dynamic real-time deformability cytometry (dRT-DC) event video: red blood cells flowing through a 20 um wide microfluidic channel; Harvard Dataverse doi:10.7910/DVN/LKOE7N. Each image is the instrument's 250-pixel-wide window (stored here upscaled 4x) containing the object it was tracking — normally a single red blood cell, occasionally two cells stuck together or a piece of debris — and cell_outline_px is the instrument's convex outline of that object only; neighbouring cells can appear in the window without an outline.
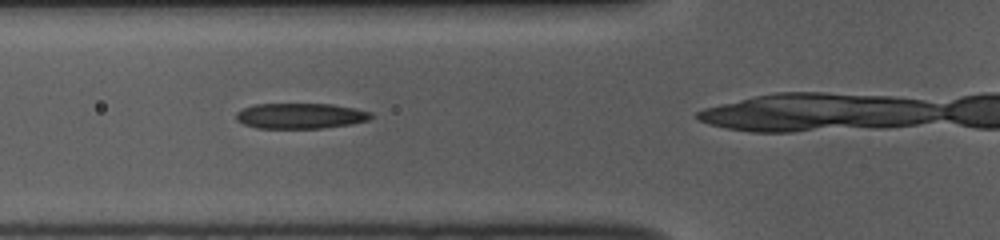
{"species": "common noctule bat (a hibernating species)", "species_latin": "Nyctalus noctula", "temperature_condition": "room temperature", "stored_images_in_passage": 35, "camera_frame_rate_fps": 3000, "um_per_image_px": 0.085, "animal": {"sex": "female", "body_mass_g": 10.0, "forearm_length_mm": 53.1}, "frame": {"image": 1, "passage_image": 12, "time_ms": 3.667, "image_size_px": [1000, 240], "cell_outline_px": [[372, 116], [368, 120], [352, 124], [324, 128], [256, 128], [244, 124], [236, 120], [236, 112], [252, 104], [332, 104], [356, 108], [372, 112]], "centroid_in_image_um": [25.54, 9.85], "position_along_channel_um": 100.3, "area_um2": 20.17}}
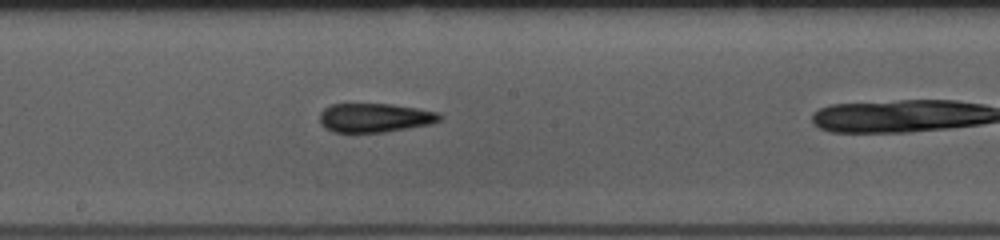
{"frame": {"image": 2, "passage_image": 21, "time_ms": 6.667, "image_size_px": [1000, 240], "cell_outline_px": [[444, 116], [440, 120], [432, 124], [384, 132], [332, 132], [324, 128], [320, 124], [320, 112], [324, 108], [332, 104], [392, 104], [440, 112]], "centroid_in_image_um": [31.87, 10.01], "position_along_channel_um": 216.3, "area_um2": 20.46}}
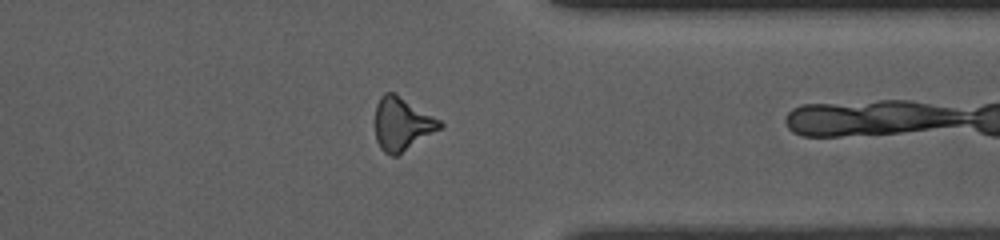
{"frame": {"image": 3, "passage_image": 34, "time_ms": 11.0, "image_size_px": [1000, 240], "cell_outline_px": [[444, 124], [440, 128], [396, 156], [392, 156], [384, 152], [380, 148], [376, 140], [376, 104], [380, 96], [384, 92], [392, 92], [440, 120]], "centroid_in_image_um": [34.13, 10.54], "position_along_channel_um": 377.3, "area_um2": 19.48}}